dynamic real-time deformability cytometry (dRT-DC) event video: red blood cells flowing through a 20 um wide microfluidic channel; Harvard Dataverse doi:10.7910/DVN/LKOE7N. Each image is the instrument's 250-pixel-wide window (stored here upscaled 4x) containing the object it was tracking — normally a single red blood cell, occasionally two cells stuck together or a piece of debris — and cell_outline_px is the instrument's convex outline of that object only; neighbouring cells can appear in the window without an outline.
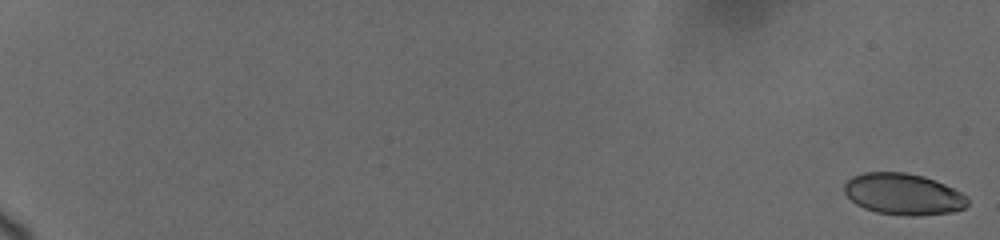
{"species": "human", "species_latin": "Homo sapiens", "temperature_condition": "cold", "stored_images_in_passage": 14, "camera_frame_rate_fps": 3000, "um_per_image_px": 0.085, "donor": {"sex": "female"}, "frame": {"image": 1, "passage_image": 1, "time_ms": 0.0, "image_size_px": [1000, 240], "cell_outline_px": [[968, 204], [964, 208], [952, 212], [916, 216], [904, 216], [876, 212], [864, 208], [856, 204], [844, 192], [844, 184], [852, 176], [864, 172], [904, 172], [924, 176], [944, 184], [968, 196]], "centroid_in_image_um": [76.78, 16.5], "position_along_channel_um": 8.2, "area_um2": 29.82}}
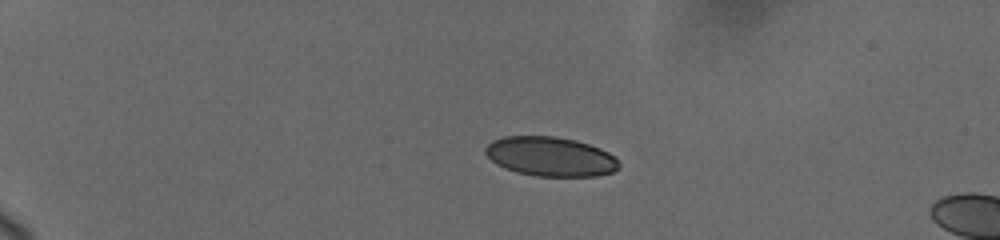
{"frame": {"image": 2, "passage_image": 11, "time_ms": 5.0, "image_size_px": [1000, 240], "cell_outline_px": [[620, 168], [612, 172], [596, 176], [536, 176], [516, 172], [504, 168], [496, 164], [484, 152], [484, 148], [492, 140], [504, 136], [556, 136], [576, 140], [600, 148], [616, 156], [620, 164]], "centroid_in_image_um": [46.8, 13.3], "position_along_channel_um": 38.2, "area_um2": 30.92}}